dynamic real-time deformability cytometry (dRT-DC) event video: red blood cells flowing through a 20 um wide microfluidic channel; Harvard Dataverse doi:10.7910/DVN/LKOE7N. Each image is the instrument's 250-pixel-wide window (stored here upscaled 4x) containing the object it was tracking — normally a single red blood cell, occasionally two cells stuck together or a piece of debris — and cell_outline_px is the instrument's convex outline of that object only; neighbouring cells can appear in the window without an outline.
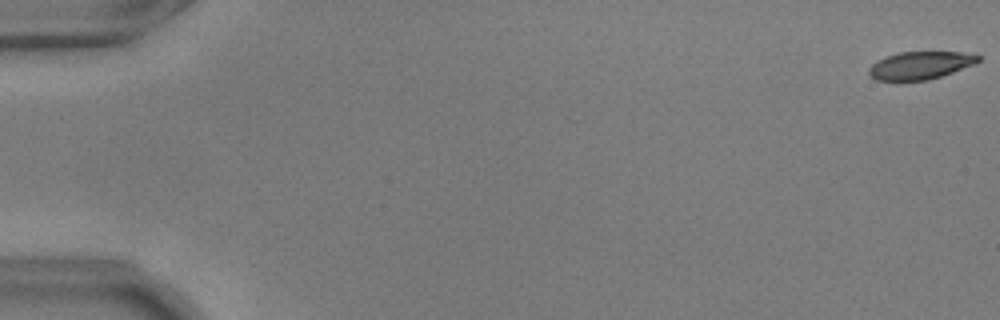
{"species": "common noctule bat (a hibernating species)", "species_latin": "Nyctalus noctula", "temperature_condition": "warm", "stored_images_in_passage": 56, "camera_frame_rate_fps": 3000, "um_per_image_px": 0.085, "animal": {"sex": "male", "body_mass_g": 17.9, "forearm_length_mm": 54.2}, "frame": {"image": 1, "passage_image": 1, "time_ms": 0.0, "image_size_px": [1000, 320], "cell_outline_px": [[980, 60], [976, 64], [928, 80], [876, 80], [868, 72], [868, 68], [876, 60], [884, 56], [900, 52], [960, 52], [980, 56]], "centroid_in_image_um": [78.2, 5.54], "position_along_channel_um": 6.8, "area_um2": 17.57}}
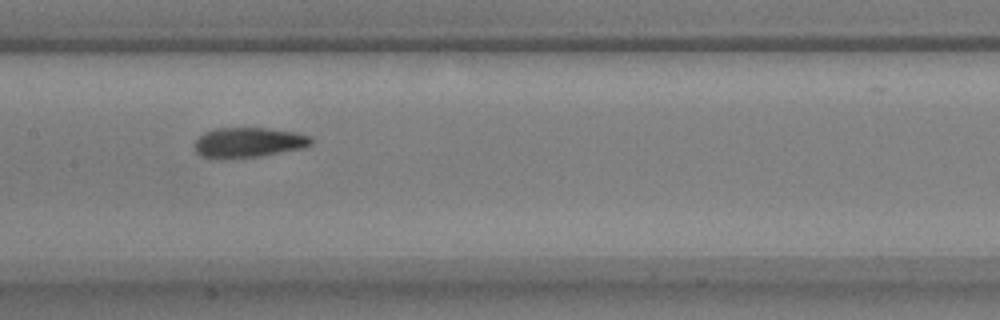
{"frame": {"image": 2, "passage_image": 29, "time_ms": 9.333, "image_size_px": [1000, 320], "cell_outline_px": [[316, 140], [312, 144], [304, 148], [260, 156], [224, 160], [212, 160], [200, 156], [192, 148], [196, 140], [204, 132], [216, 128], [268, 128], [296, 132], [312, 136]], "centroid_in_image_um": [21.1, 12.13], "position_along_channel_um": 186.3, "area_um2": 21.15}}
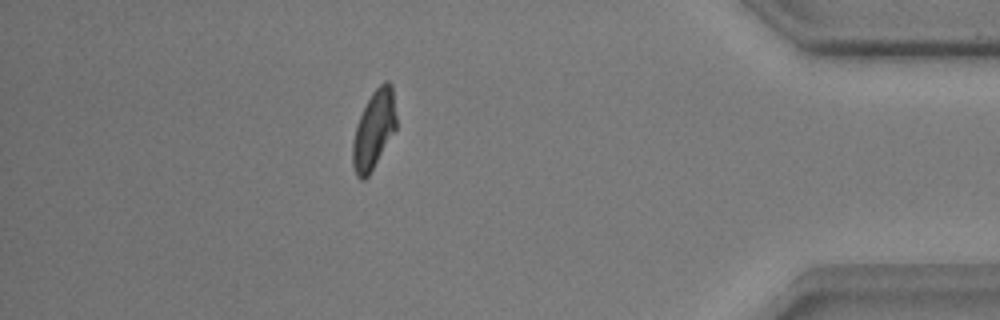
{"frame": {"image": 3, "passage_image": 50, "time_ms": 16.333, "image_size_px": [1000, 320], "cell_outline_px": [[396, 128], [368, 176], [364, 180], [360, 180], [356, 176], [352, 164], [352, 140], [356, 124], [372, 92], [384, 80], [388, 80], [392, 84], [396, 116]], "centroid_in_image_um": [31.76, 11.02], "position_along_channel_um": 403.4, "area_um2": 19.83}, "authors_computed_cell_mechanics": {"area_um2": 20.2011, "velocity_mm_per_s": 3.6512, "shape_relaxation_time_tau1_ms": 4.0543, "shape_relaxation_time_tau2_ms": 1.8851, "deformation_change_tau1": 0.1789, "deformation_change_tau2": 0.0797}}